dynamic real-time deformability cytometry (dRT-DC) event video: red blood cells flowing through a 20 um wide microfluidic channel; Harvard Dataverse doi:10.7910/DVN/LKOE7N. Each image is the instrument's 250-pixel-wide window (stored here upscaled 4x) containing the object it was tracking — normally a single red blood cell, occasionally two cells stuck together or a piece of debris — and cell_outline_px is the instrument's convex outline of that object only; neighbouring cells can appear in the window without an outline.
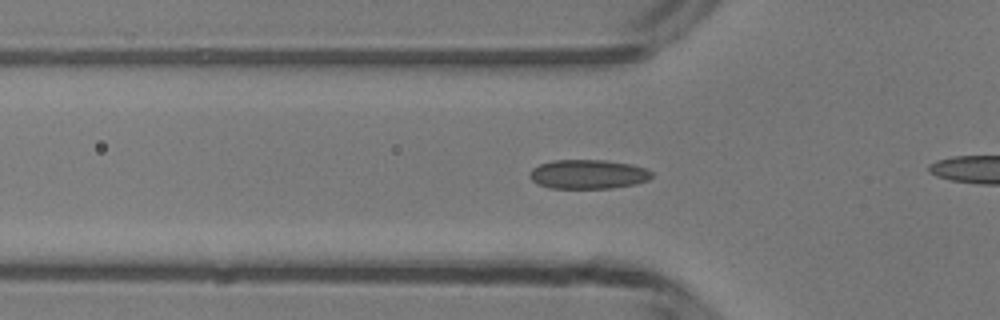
{"species": "common noctule bat (a hibernating species)", "species_latin": "Nyctalus noctula", "temperature_condition": "room temperature", "stored_images_in_passage": 38, "camera_frame_rate_fps": 3000, "um_per_image_px": 0.085, "animal": {"sex": "male", "body_mass_g": 13.3}, "frame": {"image": 1, "passage_image": 15, "time_ms": 4.667, "image_size_px": [1000, 320], "cell_outline_px": [[652, 176], [648, 180], [636, 184], [612, 188], [552, 188], [540, 184], [532, 180], [528, 176], [528, 172], [532, 168], [540, 164], [552, 160], [604, 160], [632, 164], [644, 168], [652, 172]], "centroid_in_image_um": [49.98, 14.8], "position_along_channel_um": 75.8, "area_um2": 20.81}}
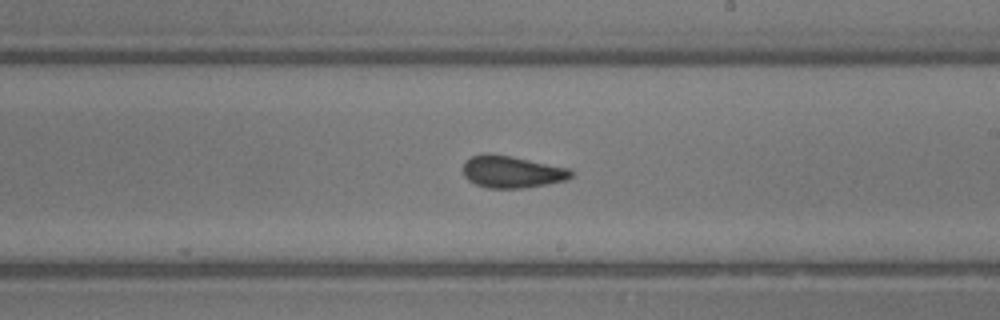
{"frame": {"image": 2, "passage_image": 27, "time_ms": 8.667, "image_size_px": [1000, 320], "cell_outline_px": [[572, 176], [568, 180], [548, 184], [524, 188], [488, 188], [476, 184], [468, 180], [464, 176], [464, 164], [472, 156], [484, 152], [488, 152], [512, 156], [568, 168], [572, 172]], "centroid_in_image_um": [43.51, 14.6], "position_along_channel_um": 245.5, "area_um2": 20.23}}
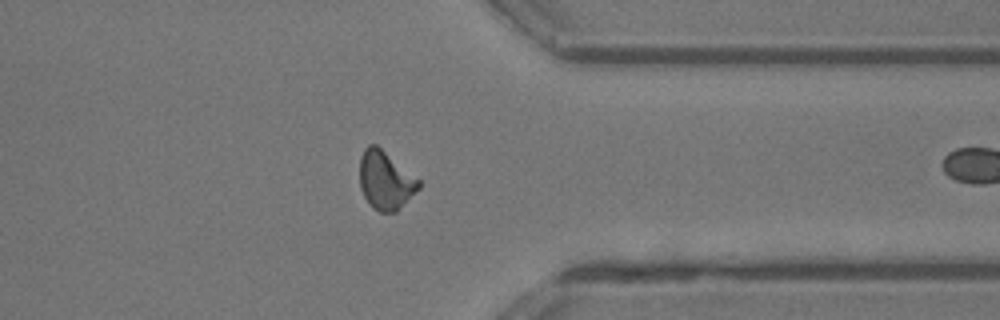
{"frame": {"image": 3, "passage_image": 37, "time_ms": 12.0, "image_size_px": [1000, 320], "cell_outline_px": [[420, 188], [396, 212], [380, 212], [372, 208], [368, 204], [360, 188], [360, 156], [364, 148], [368, 144], [376, 144], [420, 180]], "centroid_in_image_um": [32.75, 15.33], "position_along_channel_um": 378.7, "area_um2": 20.17}}